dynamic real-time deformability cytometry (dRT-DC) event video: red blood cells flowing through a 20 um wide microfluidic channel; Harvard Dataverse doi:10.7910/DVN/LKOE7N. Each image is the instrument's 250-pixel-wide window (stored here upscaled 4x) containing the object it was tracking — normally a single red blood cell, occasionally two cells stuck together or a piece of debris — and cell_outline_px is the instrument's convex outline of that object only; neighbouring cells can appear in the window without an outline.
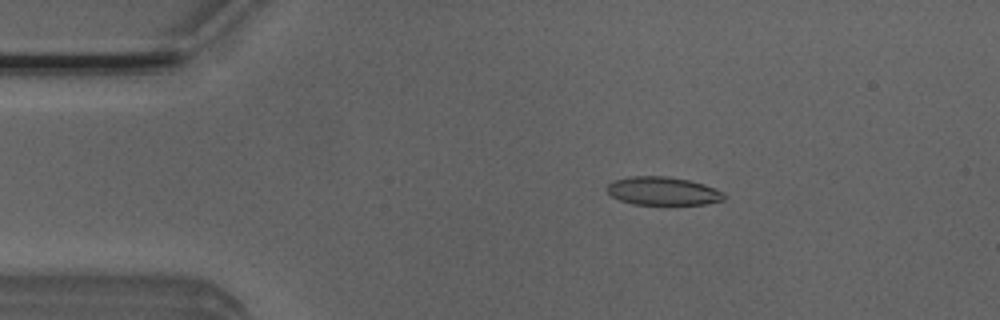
{"species": "Egyptian fruit bat (a non-hibernating species)", "species_latin": "Rousettus aegyptiacus", "temperature_condition": "room temperature", "stored_images_in_passage": 6, "camera_frame_rate_fps": 3000, "um_per_image_px": 0.085, "animal": {"sex": "male"}, "frame": {"image": 1, "passage_image": 2, "time_ms": 0.333, "image_size_px": [1000, 320], "cell_outline_px": [[724, 200], [704, 204], [632, 204], [620, 200], [612, 196], [604, 188], [608, 184], [616, 180], [628, 176], [664, 176], [688, 180], [704, 184], [724, 192]], "centroid_in_image_um": [56.32, 16.23], "position_along_channel_um": 28.7, "area_um2": 19.19}}
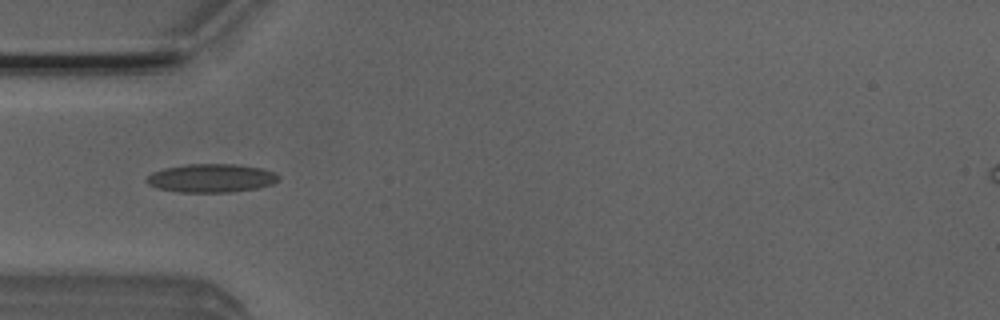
{"frame": {"image": 2, "passage_image": 4, "time_ms": 1.0, "image_size_px": [1000, 320], "cell_outline_px": [[280, 180], [272, 184], [256, 188], [232, 192], [180, 192], [156, 188], [148, 184], [144, 180], [152, 172], [164, 168], [184, 164], [236, 164], [260, 168], [276, 172], [280, 176]], "centroid_in_image_um": [17.95, 15.14], "position_along_channel_um": 67.0, "area_um2": 22.08}}